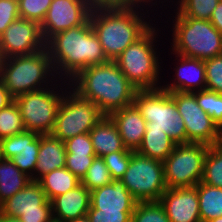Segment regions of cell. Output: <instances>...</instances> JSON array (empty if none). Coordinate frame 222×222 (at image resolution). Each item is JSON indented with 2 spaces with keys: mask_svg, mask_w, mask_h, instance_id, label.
Returning a JSON list of instances; mask_svg holds the SVG:
<instances>
[{
  "mask_svg": "<svg viewBox=\"0 0 222 222\" xmlns=\"http://www.w3.org/2000/svg\"><path fill=\"white\" fill-rule=\"evenodd\" d=\"M19 17L18 0H0V36Z\"/></svg>",
  "mask_w": 222,
  "mask_h": 222,
  "instance_id": "cell-40",
  "label": "cell"
},
{
  "mask_svg": "<svg viewBox=\"0 0 222 222\" xmlns=\"http://www.w3.org/2000/svg\"><path fill=\"white\" fill-rule=\"evenodd\" d=\"M46 48L41 25L17 18L0 36V59L30 55Z\"/></svg>",
  "mask_w": 222,
  "mask_h": 222,
  "instance_id": "cell-14",
  "label": "cell"
},
{
  "mask_svg": "<svg viewBox=\"0 0 222 222\" xmlns=\"http://www.w3.org/2000/svg\"><path fill=\"white\" fill-rule=\"evenodd\" d=\"M132 151H117L103 156L112 179H121L131 160Z\"/></svg>",
  "mask_w": 222,
  "mask_h": 222,
  "instance_id": "cell-36",
  "label": "cell"
},
{
  "mask_svg": "<svg viewBox=\"0 0 222 222\" xmlns=\"http://www.w3.org/2000/svg\"><path fill=\"white\" fill-rule=\"evenodd\" d=\"M66 165L65 143L51 134H40V146L33 181H39L49 172Z\"/></svg>",
  "mask_w": 222,
  "mask_h": 222,
  "instance_id": "cell-22",
  "label": "cell"
},
{
  "mask_svg": "<svg viewBox=\"0 0 222 222\" xmlns=\"http://www.w3.org/2000/svg\"><path fill=\"white\" fill-rule=\"evenodd\" d=\"M57 79L46 48L0 59V80L13 98L50 87Z\"/></svg>",
  "mask_w": 222,
  "mask_h": 222,
  "instance_id": "cell-5",
  "label": "cell"
},
{
  "mask_svg": "<svg viewBox=\"0 0 222 222\" xmlns=\"http://www.w3.org/2000/svg\"><path fill=\"white\" fill-rule=\"evenodd\" d=\"M133 211L89 210L87 216L91 222H131Z\"/></svg>",
  "mask_w": 222,
  "mask_h": 222,
  "instance_id": "cell-39",
  "label": "cell"
},
{
  "mask_svg": "<svg viewBox=\"0 0 222 222\" xmlns=\"http://www.w3.org/2000/svg\"><path fill=\"white\" fill-rule=\"evenodd\" d=\"M112 177L102 157H95L81 183L89 190L108 185Z\"/></svg>",
  "mask_w": 222,
  "mask_h": 222,
  "instance_id": "cell-33",
  "label": "cell"
},
{
  "mask_svg": "<svg viewBox=\"0 0 222 222\" xmlns=\"http://www.w3.org/2000/svg\"><path fill=\"white\" fill-rule=\"evenodd\" d=\"M91 10L123 8L131 6L128 0H85Z\"/></svg>",
  "mask_w": 222,
  "mask_h": 222,
  "instance_id": "cell-41",
  "label": "cell"
},
{
  "mask_svg": "<svg viewBox=\"0 0 222 222\" xmlns=\"http://www.w3.org/2000/svg\"><path fill=\"white\" fill-rule=\"evenodd\" d=\"M209 21L222 34V0H220L213 10Z\"/></svg>",
  "mask_w": 222,
  "mask_h": 222,
  "instance_id": "cell-43",
  "label": "cell"
},
{
  "mask_svg": "<svg viewBox=\"0 0 222 222\" xmlns=\"http://www.w3.org/2000/svg\"><path fill=\"white\" fill-rule=\"evenodd\" d=\"M132 5H138V6H143V7H146V8H152V6H153V8H152V10L153 11H155V12H157L158 11V9H159V5H160V8H162V11L164 12V8H165V6H167V5H165L164 3L165 2H171V4H170V6L171 5H173V3L172 2H174V0H128ZM154 1V2H153ZM157 3H159V4H157ZM161 3V4H160ZM164 5V8H163V5ZM151 5V6H150ZM156 6H157V8H156ZM157 9H155V8Z\"/></svg>",
  "mask_w": 222,
  "mask_h": 222,
  "instance_id": "cell-42",
  "label": "cell"
},
{
  "mask_svg": "<svg viewBox=\"0 0 222 222\" xmlns=\"http://www.w3.org/2000/svg\"><path fill=\"white\" fill-rule=\"evenodd\" d=\"M68 222H91V220L89 219V217L87 215H85V216H82V217L77 218L75 220L68 221Z\"/></svg>",
  "mask_w": 222,
  "mask_h": 222,
  "instance_id": "cell-46",
  "label": "cell"
},
{
  "mask_svg": "<svg viewBox=\"0 0 222 222\" xmlns=\"http://www.w3.org/2000/svg\"><path fill=\"white\" fill-rule=\"evenodd\" d=\"M0 222H21V220L19 218L5 216L0 213Z\"/></svg>",
  "mask_w": 222,
  "mask_h": 222,
  "instance_id": "cell-45",
  "label": "cell"
},
{
  "mask_svg": "<svg viewBox=\"0 0 222 222\" xmlns=\"http://www.w3.org/2000/svg\"><path fill=\"white\" fill-rule=\"evenodd\" d=\"M198 105L222 131V94L207 89L196 91Z\"/></svg>",
  "mask_w": 222,
  "mask_h": 222,
  "instance_id": "cell-31",
  "label": "cell"
},
{
  "mask_svg": "<svg viewBox=\"0 0 222 222\" xmlns=\"http://www.w3.org/2000/svg\"><path fill=\"white\" fill-rule=\"evenodd\" d=\"M31 181L10 159L0 157V204L24 189Z\"/></svg>",
  "mask_w": 222,
  "mask_h": 222,
  "instance_id": "cell-24",
  "label": "cell"
},
{
  "mask_svg": "<svg viewBox=\"0 0 222 222\" xmlns=\"http://www.w3.org/2000/svg\"><path fill=\"white\" fill-rule=\"evenodd\" d=\"M198 193L201 222L222 216V188L201 181L195 186Z\"/></svg>",
  "mask_w": 222,
  "mask_h": 222,
  "instance_id": "cell-27",
  "label": "cell"
},
{
  "mask_svg": "<svg viewBox=\"0 0 222 222\" xmlns=\"http://www.w3.org/2000/svg\"><path fill=\"white\" fill-rule=\"evenodd\" d=\"M69 82L73 91L93 102L105 116L133 104L137 91L114 61L89 66Z\"/></svg>",
  "mask_w": 222,
  "mask_h": 222,
  "instance_id": "cell-3",
  "label": "cell"
},
{
  "mask_svg": "<svg viewBox=\"0 0 222 222\" xmlns=\"http://www.w3.org/2000/svg\"><path fill=\"white\" fill-rule=\"evenodd\" d=\"M85 0H53L41 24L45 41L61 31L85 24L91 14Z\"/></svg>",
  "mask_w": 222,
  "mask_h": 222,
  "instance_id": "cell-15",
  "label": "cell"
},
{
  "mask_svg": "<svg viewBox=\"0 0 222 222\" xmlns=\"http://www.w3.org/2000/svg\"><path fill=\"white\" fill-rule=\"evenodd\" d=\"M104 116L93 102L81 98L69 88L58 108L51 135L64 142L79 134L89 133Z\"/></svg>",
  "mask_w": 222,
  "mask_h": 222,
  "instance_id": "cell-10",
  "label": "cell"
},
{
  "mask_svg": "<svg viewBox=\"0 0 222 222\" xmlns=\"http://www.w3.org/2000/svg\"><path fill=\"white\" fill-rule=\"evenodd\" d=\"M170 50L181 56L206 60L222 54V34L209 20L182 17L174 11ZM175 18V19H174ZM173 37V38H172Z\"/></svg>",
  "mask_w": 222,
  "mask_h": 222,
  "instance_id": "cell-6",
  "label": "cell"
},
{
  "mask_svg": "<svg viewBox=\"0 0 222 222\" xmlns=\"http://www.w3.org/2000/svg\"><path fill=\"white\" fill-rule=\"evenodd\" d=\"M131 222H170L159 201L137 202Z\"/></svg>",
  "mask_w": 222,
  "mask_h": 222,
  "instance_id": "cell-32",
  "label": "cell"
},
{
  "mask_svg": "<svg viewBox=\"0 0 222 222\" xmlns=\"http://www.w3.org/2000/svg\"><path fill=\"white\" fill-rule=\"evenodd\" d=\"M55 75L70 81L81 70L109 62L90 19L83 25L54 34L46 41Z\"/></svg>",
  "mask_w": 222,
  "mask_h": 222,
  "instance_id": "cell-2",
  "label": "cell"
},
{
  "mask_svg": "<svg viewBox=\"0 0 222 222\" xmlns=\"http://www.w3.org/2000/svg\"><path fill=\"white\" fill-rule=\"evenodd\" d=\"M89 134L97 157L117 151H133L124 145L116 125L109 116H104Z\"/></svg>",
  "mask_w": 222,
  "mask_h": 222,
  "instance_id": "cell-23",
  "label": "cell"
},
{
  "mask_svg": "<svg viewBox=\"0 0 222 222\" xmlns=\"http://www.w3.org/2000/svg\"><path fill=\"white\" fill-rule=\"evenodd\" d=\"M137 201L121 179H112L108 185L91 191L89 210L134 211Z\"/></svg>",
  "mask_w": 222,
  "mask_h": 222,
  "instance_id": "cell-19",
  "label": "cell"
},
{
  "mask_svg": "<svg viewBox=\"0 0 222 222\" xmlns=\"http://www.w3.org/2000/svg\"><path fill=\"white\" fill-rule=\"evenodd\" d=\"M69 88V81L57 79L50 87L14 98L20 110L25 131H34L41 135L51 134L58 108Z\"/></svg>",
  "mask_w": 222,
  "mask_h": 222,
  "instance_id": "cell-7",
  "label": "cell"
},
{
  "mask_svg": "<svg viewBox=\"0 0 222 222\" xmlns=\"http://www.w3.org/2000/svg\"><path fill=\"white\" fill-rule=\"evenodd\" d=\"M208 147L201 143L175 145L163 161L167 189L194 187L202 180Z\"/></svg>",
  "mask_w": 222,
  "mask_h": 222,
  "instance_id": "cell-11",
  "label": "cell"
},
{
  "mask_svg": "<svg viewBox=\"0 0 222 222\" xmlns=\"http://www.w3.org/2000/svg\"><path fill=\"white\" fill-rule=\"evenodd\" d=\"M156 23L158 22L156 21L141 38L128 46L114 60L121 72L137 90L161 88V80H163L161 77L164 78L160 76L163 75L161 72L164 67L160 66L163 61L160 50H157L159 45L162 46L157 44L159 37L161 38V30Z\"/></svg>",
  "mask_w": 222,
  "mask_h": 222,
  "instance_id": "cell-4",
  "label": "cell"
},
{
  "mask_svg": "<svg viewBox=\"0 0 222 222\" xmlns=\"http://www.w3.org/2000/svg\"><path fill=\"white\" fill-rule=\"evenodd\" d=\"M0 213L21 222H52V206L38 181H31L21 191L0 204Z\"/></svg>",
  "mask_w": 222,
  "mask_h": 222,
  "instance_id": "cell-13",
  "label": "cell"
},
{
  "mask_svg": "<svg viewBox=\"0 0 222 222\" xmlns=\"http://www.w3.org/2000/svg\"><path fill=\"white\" fill-rule=\"evenodd\" d=\"M133 104L147 122L146 129L163 130L176 144H186L185 123L169 92L137 90Z\"/></svg>",
  "mask_w": 222,
  "mask_h": 222,
  "instance_id": "cell-8",
  "label": "cell"
},
{
  "mask_svg": "<svg viewBox=\"0 0 222 222\" xmlns=\"http://www.w3.org/2000/svg\"><path fill=\"white\" fill-rule=\"evenodd\" d=\"M14 101V98L10 95L3 82L0 80V109L7 107Z\"/></svg>",
  "mask_w": 222,
  "mask_h": 222,
  "instance_id": "cell-44",
  "label": "cell"
},
{
  "mask_svg": "<svg viewBox=\"0 0 222 222\" xmlns=\"http://www.w3.org/2000/svg\"><path fill=\"white\" fill-rule=\"evenodd\" d=\"M201 182L222 188V143L208 147Z\"/></svg>",
  "mask_w": 222,
  "mask_h": 222,
  "instance_id": "cell-29",
  "label": "cell"
},
{
  "mask_svg": "<svg viewBox=\"0 0 222 222\" xmlns=\"http://www.w3.org/2000/svg\"><path fill=\"white\" fill-rule=\"evenodd\" d=\"M177 60V64H174L175 75L170 78L169 82L163 80L161 88L167 92H196L206 88V74L204 60L188 58L174 53L170 50ZM165 84V85H164Z\"/></svg>",
  "mask_w": 222,
  "mask_h": 222,
  "instance_id": "cell-17",
  "label": "cell"
},
{
  "mask_svg": "<svg viewBox=\"0 0 222 222\" xmlns=\"http://www.w3.org/2000/svg\"><path fill=\"white\" fill-rule=\"evenodd\" d=\"M121 180L137 202L159 201L167 189L163 162L137 151H132Z\"/></svg>",
  "mask_w": 222,
  "mask_h": 222,
  "instance_id": "cell-9",
  "label": "cell"
},
{
  "mask_svg": "<svg viewBox=\"0 0 222 222\" xmlns=\"http://www.w3.org/2000/svg\"><path fill=\"white\" fill-rule=\"evenodd\" d=\"M152 12L158 17L152 9L138 5L91 11V27L109 61H114L141 38L155 24V20L159 22Z\"/></svg>",
  "mask_w": 222,
  "mask_h": 222,
  "instance_id": "cell-1",
  "label": "cell"
},
{
  "mask_svg": "<svg viewBox=\"0 0 222 222\" xmlns=\"http://www.w3.org/2000/svg\"><path fill=\"white\" fill-rule=\"evenodd\" d=\"M38 182L48 200L51 201L53 198L74 189L81 183V180L64 167L49 172Z\"/></svg>",
  "mask_w": 222,
  "mask_h": 222,
  "instance_id": "cell-26",
  "label": "cell"
},
{
  "mask_svg": "<svg viewBox=\"0 0 222 222\" xmlns=\"http://www.w3.org/2000/svg\"><path fill=\"white\" fill-rule=\"evenodd\" d=\"M123 140L124 145L136 151L141 145L147 122L134 104L126 106L109 115Z\"/></svg>",
  "mask_w": 222,
  "mask_h": 222,
  "instance_id": "cell-21",
  "label": "cell"
},
{
  "mask_svg": "<svg viewBox=\"0 0 222 222\" xmlns=\"http://www.w3.org/2000/svg\"><path fill=\"white\" fill-rule=\"evenodd\" d=\"M95 157V154H66L65 167L82 180Z\"/></svg>",
  "mask_w": 222,
  "mask_h": 222,
  "instance_id": "cell-37",
  "label": "cell"
},
{
  "mask_svg": "<svg viewBox=\"0 0 222 222\" xmlns=\"http://www.w3.org/2000/svg\"><path fill=\"white\" fill-rule=\"evenodd\" d=\"M169 93L184 120L186 143H201L208 146L222 143V131L198 105L195 92Z\"/></svg>",
  "mask_w": 222,
  "mask_h": 222,
  "instance_id": "cell-12",
  "label": "cell"
},
{
  "mask_svg": "<svg viewBox=\"0 0 222 222\" xmlns=\"http://www.w3.org/2000/svg\"><path fill=\"white\" fill-rule=\"evenodd\" d=\"M91 191L82 183L51 202L53 219L68 222L87 215L90 208Z\"/></svg>",
  "mask_w": 222,
  "mask_h": 222,
  "instance_id": "cell-20",
  "label": "cell"
},
{
  "mask_svg": "<svg viewBox=\"0 0 222 222\" xmlns=\"http://www.w3.org/2000/svg\"><path fill=\"white\" fill-rule=\"evenodd\" d=\"M64 143L66 154H95L89 133L79 134Z\"/></svg>",
  "mask_w": 222,
  "mask_h": 222,
  "instance_id": "cell-38",
  "label": "cell"
},
{
  "mask_svg": "<svg viewBox=\"0 0 222 222\" xmlns=\"http://www.w3.org/2000/svg\"><path fill=\"white\" fill-rule=\"evenodd\" d=\"M176 1V2H175ZM172 7L168 8L176 11L182 17L194 19L210 20L213 10L220 0H175ZM175 3V5H174ZM176 8H174V7Z\"/></svg>",
  "mask_w": 222,
  "mask_h": 222,
  "instance_id": "cell-28",
  "label": "cell"
},
{
  "mask_svg": "<svg viewBox=\"0 0 222 222\" xmlns=\"http://www.w3.org/2000/svg\"><path fill=\"white\" fill-rule=\"evenodd\" d=\"M24 131L23 119L15 101L7 107L0 109V140Z\"/></svg>",
  "mask_w": 222,
  "mask_h": 222,
  "instance_id": "cell-30",
  "label": "cell"
},
{
  "mask_svg": "<svg viewBox=\"0 0 222 222\" xmlns=\"http://www.w3.org/2000/svg\"><path fill=\"white\" fill-rule=\"evenodd\" d=\"M159 202L170 222H201L195 186L166 189Z\"/></svg>",
  "mask_w": 222,
  "mask_h": 222,
  "instance_id": "cell-18",
  "label": "cell"
},
{
  "mask_svg": "<svg viewBox=\"0 0 222 222\" xmlns=\"http://www.w3.org/2000/svg\"><path fill=\"white\" fill-rule=\"evenodd\" d=\"M53 0H18L20 18L42 24Z\"/></svg>",
  "mask_w": 222,
  "mask_h": 222,
  "instance_id": "cell-34",
  "label": "cell"
},
{
  "mask_svg": "<svg viewBox=\"0 0 222 222\" xmlns=\"http://www.w3.org/2000/svg\"><path fill=\"white\" fill-rule=\"evenodd\" d=\"M208 222H222V216L221 217H218V218H215V219H212Z\"/></svg>",
  "mask_w": 222,
  "mask_h": 222,
  "instance_id": "cell-47",
  "label": "cell"
},
{
  "mask_svg": "<svg viewBox=\"0 0 222 222\" xmlns=\"http://www.w3.org/2000/svg\"><path fill=\"white\" fill-rule=\"evenodd\" d=\"M176 143L163 130L146 129L138 153L152 159L164 161L173 151Z\"/></svg>",
  "mask_w": 222,
  "mask_h": 222,
  "instance_id": "cell-25",
  "label": "cell"
},
{
  "mask_svg": "<svg viewBox=\"0 0 222 222\" xmlns=\"http://www.w3.org/2000/svg\"><path fill=\"white\" fill-rule=\"evenodd\" d=\"M207 90L222 94V54L204 60Z\"/></svg>",
  "mask_w": 222,
  "mask_h": 222,
  "instance_id": "cell-35",
  "label": "cell"
},
{
  "mask_svg": "<svg viewBox=\"0 0 222 222\" xmlns=\"http://www.w3.org/2000/svg\"><path fill=\"white\" fill-rule=\"evenodd\" d=\"M40 146V134L24 131L0 140V157L10 159L22 173L33 180Z\"/></svg>",
  "mask_w": 222,
  "mask_h": 222,
  "instance_id": "cell-16",
  "label": "cell"
}]
</instances>
